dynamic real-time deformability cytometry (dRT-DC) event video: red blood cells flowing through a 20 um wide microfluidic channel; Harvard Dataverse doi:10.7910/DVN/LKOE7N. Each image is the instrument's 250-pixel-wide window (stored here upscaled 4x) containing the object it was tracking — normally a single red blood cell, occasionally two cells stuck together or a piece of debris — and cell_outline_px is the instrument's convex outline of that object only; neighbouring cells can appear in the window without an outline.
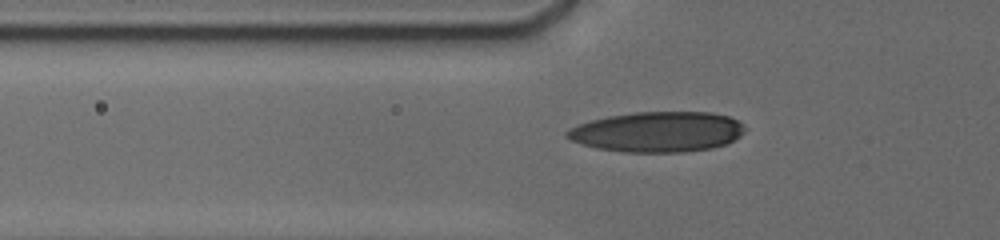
{"species": "human", "species_latin": "Homo sapiens", "temperature_condition": "cold", "stored_images_in_passage": 10, "camera_frame_rate_fps": 3000, "um_per_image_px": 0.085, "donor": {"sex": "male"}, "frame": {"image": 1, "passage_image": 2, "time_ms": 0.333, "image_size_px": [1000, 240], "cell_outline_px": [[744, 132], [740, 136], [724, 144], [712, 148], [684, 152], [624, 152], [596, 148], [572, 140], [564, 136], [564, 132], [580, 124], [592, 120], [608, 116], [636, 112], [712, 112], [728, 116], [744, 124]], "centroid_in_image_um": [55.9, 11.2], "position_along_channel_um": 69.9, "area_um2": 41.62}}
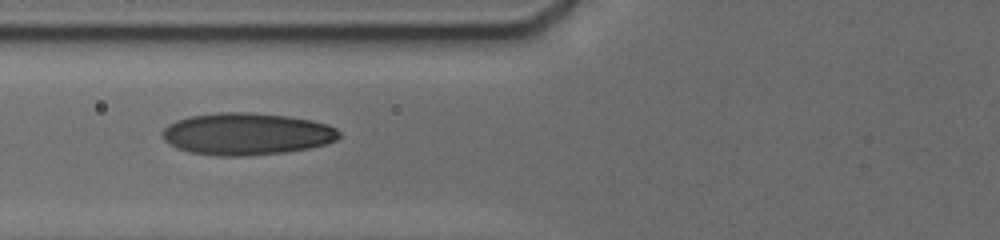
{"frame": {"image": 2, "passage_image": 9, "time_ms": 1.333, "image_size_px": [1000, 240], "cell_outline_px": [[340, 136], [336, 140], [324, 144], [308, 148], [284, 152], [248, 156], [220, 156], [188, 152], [176, 148], [168, 144], [164, 140], [160, 132], [168, 124], [176, 120], [188, 116], [220, 112], [252, 112], [288, 116], [312, 120], [328, 124], [336, 128], [340, 132]], "centroid_in_image_um": [20.92, 11.38], "position_along_channel_um": 104.9, "area_um2": 43.7}}